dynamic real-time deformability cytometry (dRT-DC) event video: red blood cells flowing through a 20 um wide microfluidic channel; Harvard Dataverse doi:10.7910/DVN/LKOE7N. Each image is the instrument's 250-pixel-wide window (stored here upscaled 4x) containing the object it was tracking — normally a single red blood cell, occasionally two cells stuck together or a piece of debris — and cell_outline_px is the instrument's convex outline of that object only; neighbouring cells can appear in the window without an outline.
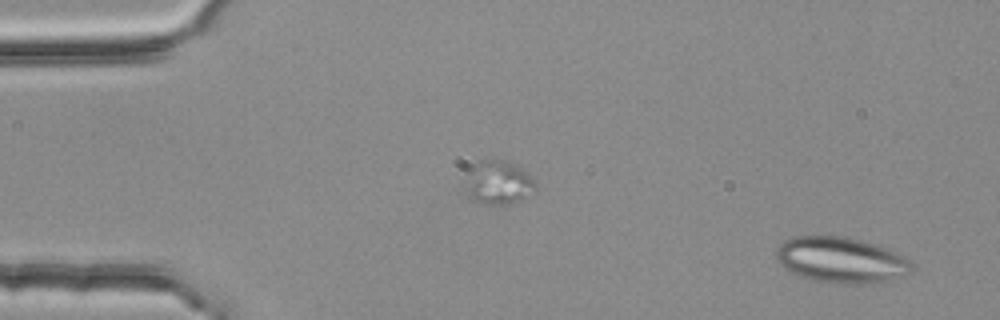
{"species": "common noctule bat (a hibernating species)", "species_latin": "Nyctalus noctula", "temperature_condition": "room temperature", "stored_images_in_passage": 4, "segment_of_instrument_passage": [2, 2], "camera_frame_rate_fps": 3000, "um_per_image_px": 0.085, "animal": {"sex": "female", "body_mass_g": 25.1}, "frame": {"image": 1, "passage_image": 4, "time_ms": 1.0, "image_size_px": [1000, 320], "cell_outline_px": [[916, 268], [908, 276], [888, 280], [860, 284], [812, 280], [800, 276], [784, 268], [776, 260], [776, 252], [780, 244], [784, 240], [792, 236], [848, 236], [876, 244], [896, 252], [908, 260]], "centroid_in_image_um": [71.51, 22.09], "position_along_channel_um": 13.5, "area_um2": 36.3}}